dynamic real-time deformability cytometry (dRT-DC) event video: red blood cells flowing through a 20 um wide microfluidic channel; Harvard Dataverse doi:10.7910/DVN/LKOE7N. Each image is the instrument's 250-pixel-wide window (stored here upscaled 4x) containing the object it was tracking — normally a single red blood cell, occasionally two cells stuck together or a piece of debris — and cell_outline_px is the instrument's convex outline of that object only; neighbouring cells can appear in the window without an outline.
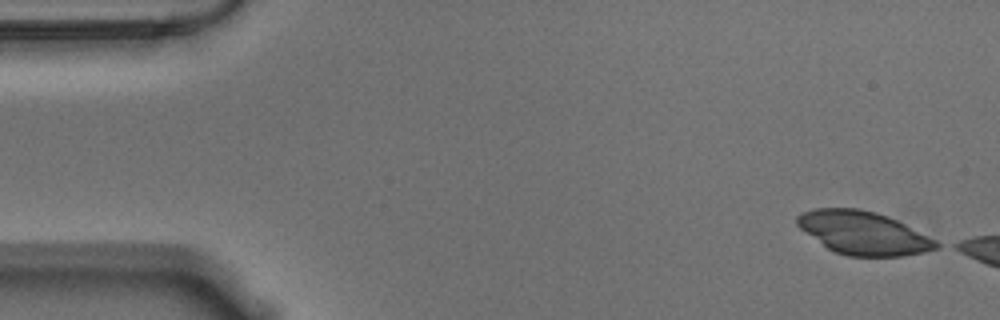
{"species": "Egyptian fruit bat (a non-hibernating species)", "species_latin": "Rousettus aegyptiacus", "temperature_condition": "warm", "stored_images_in_passage": 13, "camera_frame_rate_fps": 3000, "um_per_image_px": 0.085, "animal": {"sex": "male"}, "frame": {"image": 1, "passage_image": 1, "time_ms": 0.0, "image_size_px": [1000, 320], "cell_outline_px": [[944, 244], [940, 248], [924, 252], [904, 256], [848, 256], [836, 252], [828, 248], [800, 228], [796, 224], [796, 216], [800, 212], [816, 208], [856, 208], [876, 212], [888, 216]], "centroid_in_image_um": [73.4, 19.8], "position_along_channel_um": 11.6, "area_um2": 34.91}}